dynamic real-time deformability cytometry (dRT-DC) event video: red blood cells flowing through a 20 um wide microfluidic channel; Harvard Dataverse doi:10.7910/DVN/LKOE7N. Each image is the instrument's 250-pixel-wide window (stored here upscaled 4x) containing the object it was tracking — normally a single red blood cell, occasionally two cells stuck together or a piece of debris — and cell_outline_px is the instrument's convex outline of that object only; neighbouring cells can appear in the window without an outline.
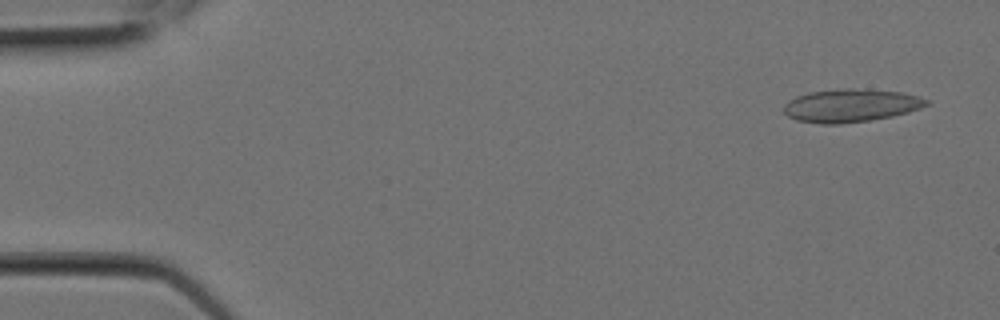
{"species": "Egyptian fruit bat (a non-hibernating species)", "species_latin": "Rousettus aegyptiacus", "temperature_condition": "room temperature", "stored_images_in_passage": 9, "camera_frame_rate_fps": 3000, "um_per_image_px": 0.085, "animal": {"sex": "female"}, "frame": {"image": 1, "passage_image": 1, "time_ms": 0.0, "image_size_px": [1000, 320], "cell_outline_px": [[932, 100], [928, 104], [920, 108], [908, 112], [892, 116], [872, 120], [840, 124], [820, 124], [796, 120], [788, 116], [784, 112], [784, 104], [788, 100], [796, 96], [808, 92], [844, 88], [852, 88], [900, 92]], "centroid_in_image_um": [72.29, 8.97], "position_along_channel_um": 12.7, "area_um2": 27.57}}
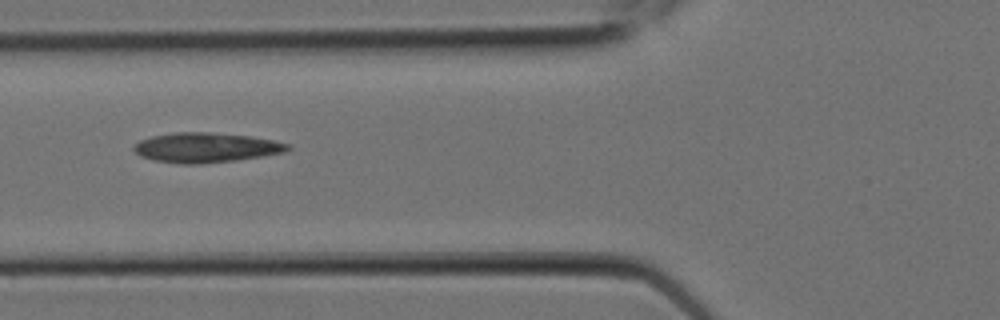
{"frame": {"image": 2, "passage_image": 7, "time_ms": 2.0, "image_size_px": [1000, 320], "cell_outline_px": [[292, 148], [284, 152], [236, 160], [200, 164], [180, 164], [156, 160], [140, 156], [132, 148], [140, 140], [152, 136], [172, 132], [208, 132], [252, 136], [292, 144]], "centroid_in_image_um": [17.52, 12.54], "position_along_channel_um": 108.3, "area_um2": 26.7}}
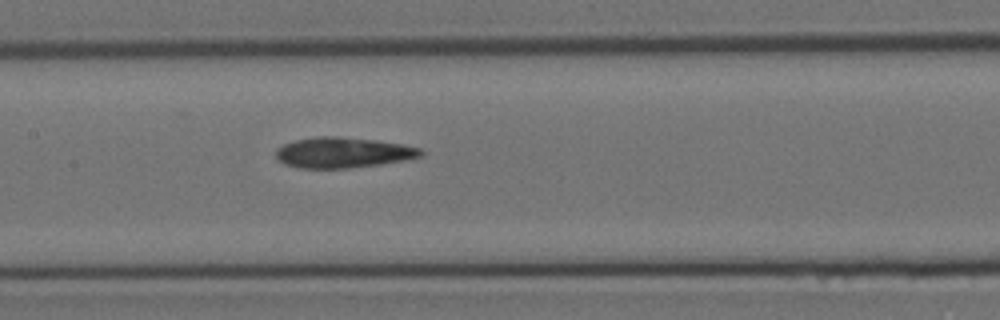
{"frame": {"image": 3, "passage_image": 9, "time_ms": 2.667, "image_size_px": [1000, 320], "cell_outline_px": [[424, 156], [412, 160], [348, 168], [300, 168], [284, 164], [276, 156], [276, 148], [284, 144], [296, 140], [316, 136], [336, 136], [376, 140], [400, 144], [420, 148], [424, 152]], "centroid_in_image_um": [29.2, 12.97], "position_along_channel_um": 178.2, "area_um2": 25.95}}